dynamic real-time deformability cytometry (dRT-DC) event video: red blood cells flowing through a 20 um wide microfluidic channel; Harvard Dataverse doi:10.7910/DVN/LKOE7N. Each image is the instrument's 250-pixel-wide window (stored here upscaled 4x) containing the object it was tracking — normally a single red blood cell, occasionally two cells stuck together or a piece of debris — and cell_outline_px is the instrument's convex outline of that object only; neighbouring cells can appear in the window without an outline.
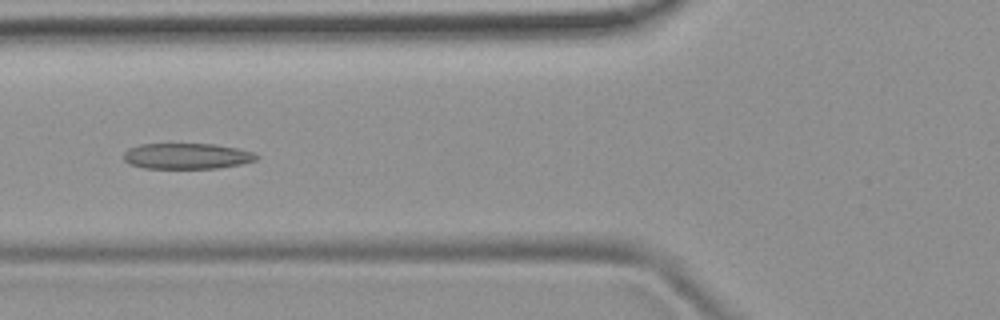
{"species": "common noctule bat (a hibernating species)", "species_latin": "Nyctalus noctula", "temperature_condition": "room temperature", "stored_images_in_passage": 6, "camera_frame_rate_fps": 3000, "um_per_image_px": 0.085, "animal": {"sex": "female", "body_mass_g": 19.9}, "frame": {"image": 1, "passage_image": 6, "time_ms": 5.667, "image_size_px": [1000, 320], "cell_outline_px": [[260, 156], [256, 160], [240, 164], [220, 168], [144, 168], [128, 164], [124, 160], [124, 152], [128, 148], [140, 144], [216, 144], [236, 148], [252, 152]], "centroid_in_image_um": [15.86, 13.27], "position_along_channel_um": 109.9, "area_um2": 20.0}}